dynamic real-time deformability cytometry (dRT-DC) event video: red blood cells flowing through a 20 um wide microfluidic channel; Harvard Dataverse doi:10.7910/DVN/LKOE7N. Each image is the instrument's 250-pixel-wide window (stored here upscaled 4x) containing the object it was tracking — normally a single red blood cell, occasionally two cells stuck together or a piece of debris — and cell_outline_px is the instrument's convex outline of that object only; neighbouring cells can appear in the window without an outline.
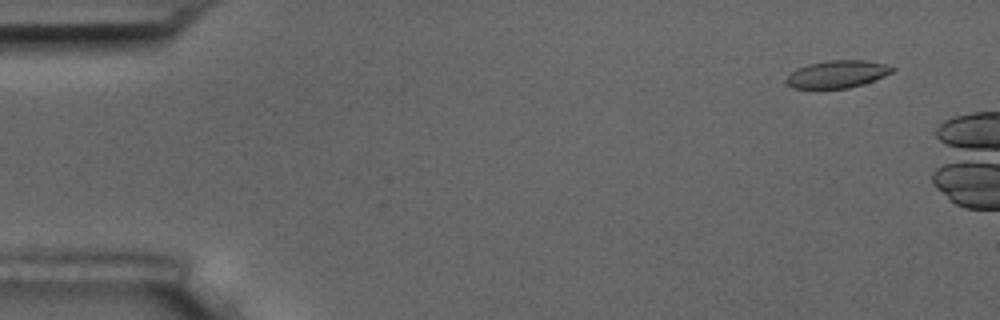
{"species": "common noctule bat (a hibernating species)", "species_latin": "Nyctalus noctula", "temperature_condition": "room temperature", "stored_images_in_passage": 3, "camera_frame_rate_fps": 3000, "um_per_image_px": 0.085, "animal": {"sex": "male", "body_mass_g": 17.5, "forearm_length_mm": 52.3}, "frame": {"image": 1, "passage_image": 1, "time_ms": 0.0, "image_size_px": [1000, 320], "cell_outline_px": [[896, 68], [892, 72], [884, 76], [864, 84], [848, 88], [792, 88], [784, 84], [784, 80], [796, 68], [808, 64], [828, 60], [864, 60], [884, 64]], "centroid_in_image_um": [71.13, 6.3], "position_along_channel_um": 13.9, "area_um2": 16.99}}